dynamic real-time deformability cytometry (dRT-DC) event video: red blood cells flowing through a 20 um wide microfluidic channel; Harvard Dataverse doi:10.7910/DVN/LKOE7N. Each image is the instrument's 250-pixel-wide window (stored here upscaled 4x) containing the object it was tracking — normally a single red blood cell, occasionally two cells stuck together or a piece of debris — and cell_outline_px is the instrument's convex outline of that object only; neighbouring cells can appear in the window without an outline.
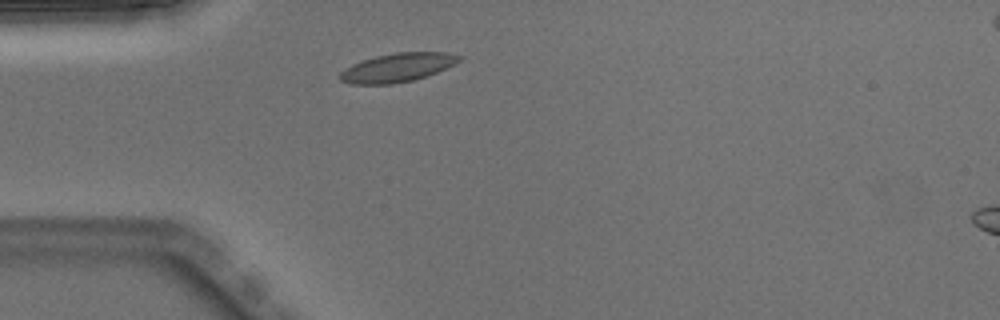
{"species": "Egyptian fruit bat (a non-hibernating species)", "species_latin": "Rousettus aegyptiacus", "temperature_condition": "warm", "stored_images_in_passage": 1, "camera_frame_rate_fps": 3000, "um_per_image_px": 0.085, "animal": {"sex": "male"}, "frame": {"image": 1, "passage_image": 1, "time_ms": 0.0, "image_size_px": [1000, 320], "cell_outline_px": [[464, 56], [460, 60], [436, 72], [412, 80], [392, 84], [352, 84], [340, 80], [340, 72], [344, 68], [352, 64], [376, 56], [396, 52], [444, 52]], "centroid_in_image_um": [33.75, 5.73], "position_along_channel_um": 51.2, "area_um2": 19.65}}